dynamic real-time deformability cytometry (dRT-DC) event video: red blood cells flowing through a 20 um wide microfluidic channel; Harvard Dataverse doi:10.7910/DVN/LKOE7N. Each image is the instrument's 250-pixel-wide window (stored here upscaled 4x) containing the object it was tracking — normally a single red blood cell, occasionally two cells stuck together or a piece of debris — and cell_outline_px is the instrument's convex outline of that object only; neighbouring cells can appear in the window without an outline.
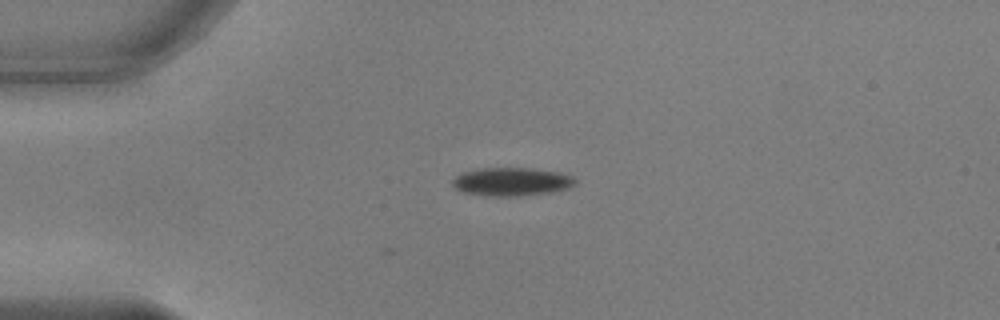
{"species": "common noctule bat (a hibernating species)", "species_latin": "Nyctalus noctula", "temperature_condition": "warm", "stored_images_in_passage": 4, "camera_frame_rate_fps": 3000, "um_per_image_px": 0.085, "animal": {"sex": "male", "body_mass_g": 17.9, "forearm_length_mm": 54.2}, "frame": {"image": 1, "passage_image": 1, "time_ms": 0.0, "image_size_px": [1000, 320], "cell_outline_px": [[576, 184], [568, 188], [552, 192], [516, 196], [484, 196], [464, 192], [456, 188], [452, 184], [452, 180], [456, 176], [464, 172], [484, 168], [528, 168], [560, 172], [572, 176], [576, 180]], "centroid_in_image_um": [43.51, 15.45], "position_along_channel_um": 41.5, "area_um2": 20.17}}